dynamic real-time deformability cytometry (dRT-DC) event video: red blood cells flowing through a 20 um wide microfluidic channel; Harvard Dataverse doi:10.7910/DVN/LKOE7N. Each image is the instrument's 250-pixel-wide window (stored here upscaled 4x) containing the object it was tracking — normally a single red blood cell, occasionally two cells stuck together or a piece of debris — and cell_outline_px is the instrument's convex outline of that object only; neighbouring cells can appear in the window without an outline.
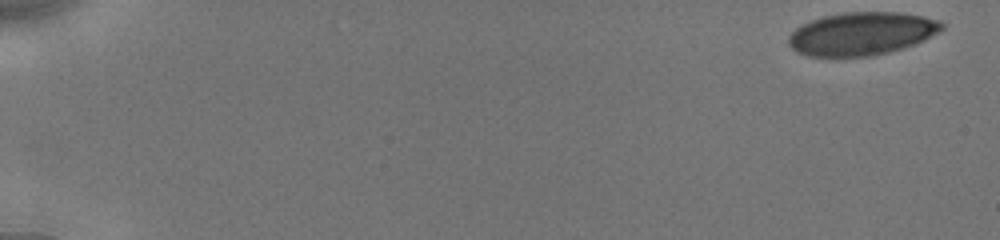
{"species": "human", "species_latin": "Homo sapiens", "temperature_condition": "cold", "stored_images_in_passage": 21, "camera_frame_rate_fps": 3000, "um_per_image_px": 0.085, "donor": {"sex": "male"}, "frame": {"image": 1, "passage_image": 1, "time_ms": 0.0, "image_size_px": [1000, 240], "cell_outline_px": [[944, 28], [924, 40], [916, 44], [904, 48], [888, 52], [868, 56], [808, 56], [796, 52], [788, 44], [788, 36], [800, 24], [824, 16], [844, 12], [900, 12], [924, 16], [940, 20], [944, 24]], "centroid_in_image_um": [73.24, 2.85], "position_along_channel_um": 11.8, "area_um2": 38.55}}
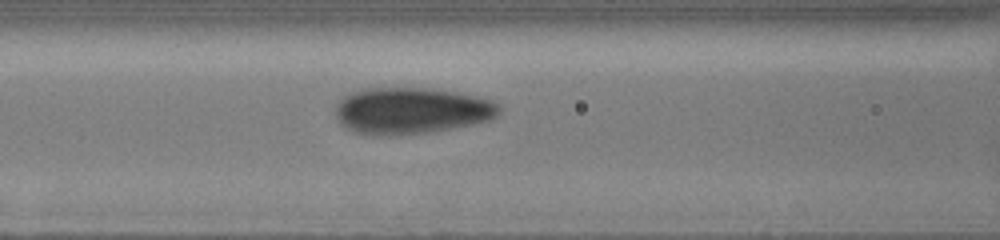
{"frame": {"image": 2, "passage_image": 15, "time_ms": 7.667, "image_size_px": [1000, 240], "cell_outline_px": [[500, 112], [496, 116], [488, 120], [472, 124], [424, 132], [356, 132], [348, 128], [336, 116], [336, 104], [344, 96], [360, 88], [428, 88], [456, 92], [480, 96], [492, 100], [500, 108]], "centroid_in_image_um": [35.01, 9.34], "position_along_channel_um": 131.6, "area_um2": 42.89}}
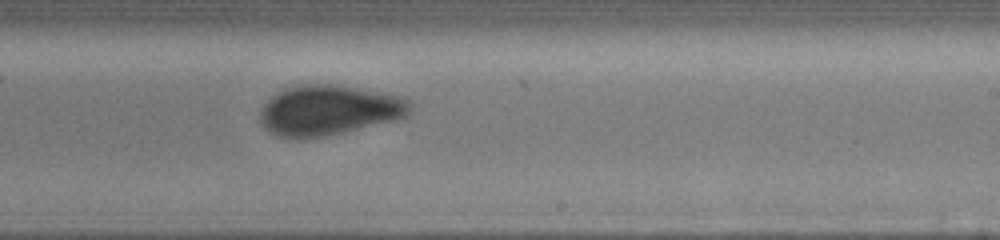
{"frame": {"image": 3, "passage_image": 21, "time_ms": 11.0, "image_size_px": [1000, 240], "cell_outline_px": [[412, 112], [408, 116], [344, 132], [324, 136], [296, 140], [280, 136], [268, 132], [260, 120], [260, 112], [264, 104], [276, 92], [284, 88], [304, 84], [332, 84], [380, 92], [400, 96], [408, 100], [412, 104]], "centroid_in_image_um": [27.93, 9.37], "position_along_channel_um": 261.1, "area_um2": 43.81}}